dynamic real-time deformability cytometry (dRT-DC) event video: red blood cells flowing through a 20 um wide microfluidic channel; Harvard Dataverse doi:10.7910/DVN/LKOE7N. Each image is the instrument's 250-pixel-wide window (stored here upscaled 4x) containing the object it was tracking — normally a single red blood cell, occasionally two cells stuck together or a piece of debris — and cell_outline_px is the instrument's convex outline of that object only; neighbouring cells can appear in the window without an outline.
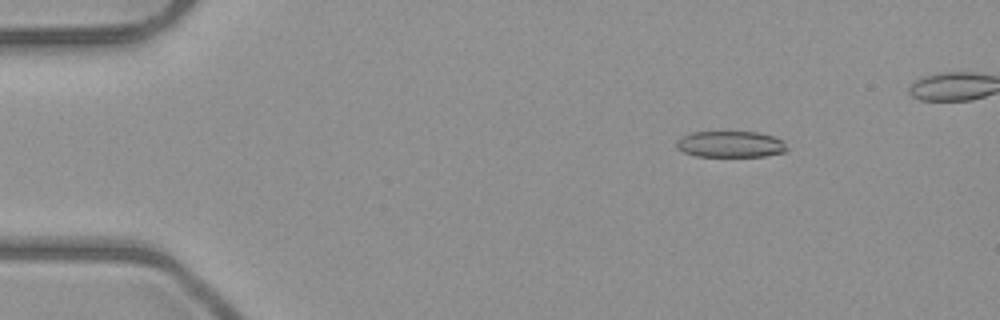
{"species": "common noctule bat (a hibernating species)", "species_latin": "Nyctalus noctula", "temperature_condition": "room temperature", "stored_images_in_passage": 6, "camera_frame_rate_fps": 3000, "um_per_image_px": 0.085, "animal": {"sex": "male", "body_mass_g": 23.1, "forearm_length_mm": 52.7}, "frame": {"image": 1, "passage_image": 3, "time_ms": 2.333, "image_size_px": [1000, 320], "cell_outline_px": [[788, 148], [784, 152], [764, 156], [696, 156], [684, 152], [676, 148], [676, 140], [692, 132], [756, 132], [772, 136], [784, 140]], "centroid_in_image_um": [62.1, 12.26], "position_along_channel_um": 22.9, "area_um2": 16.88}}